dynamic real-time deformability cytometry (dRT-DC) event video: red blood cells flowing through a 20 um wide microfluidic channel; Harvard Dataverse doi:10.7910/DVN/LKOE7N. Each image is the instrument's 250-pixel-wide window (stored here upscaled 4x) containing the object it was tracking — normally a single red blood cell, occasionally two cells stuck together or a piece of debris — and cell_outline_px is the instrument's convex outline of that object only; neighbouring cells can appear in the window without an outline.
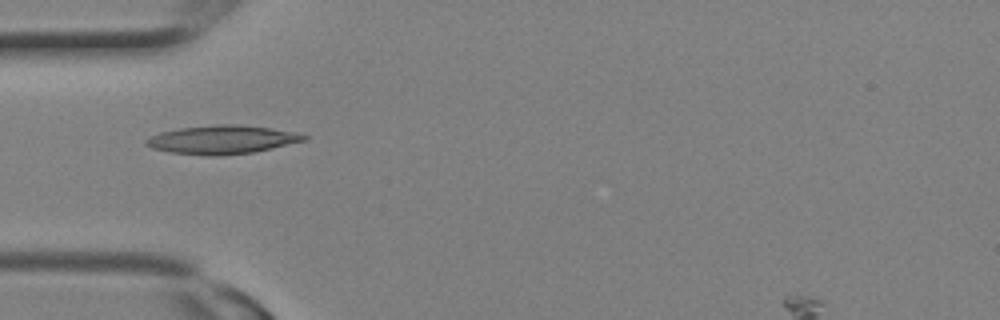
{"species": "Egyptian fruit bat (a non-hibernating species)", "species_latin": "Rousettus aegyptiacus", "temperature_condition": "room temperature", "stored_images_in_passage": 3, "camera_frame_rate_fps": 3000, "um_per_image_px": 0.085, "animal": {"sex": "female"}, "frame": {"image": 1, "passage_image": 3, "time_ms": 0.667, "image_size_px": [1000, 320], "cell_outline_px": [[308, 140], [272, 148], [252, 152], [220, 156], [208, 156], [168, 152], [152, 148], [144, 144], [144, 140], [160, 132], [180, 128], [220, 124], [236, 124], [268, 128], [292, 132], [308, 136]], "centroid_in_image_um": [18.84, 11.88], "position_along_channel_um": 66.2, "area_um2": 26.13}}